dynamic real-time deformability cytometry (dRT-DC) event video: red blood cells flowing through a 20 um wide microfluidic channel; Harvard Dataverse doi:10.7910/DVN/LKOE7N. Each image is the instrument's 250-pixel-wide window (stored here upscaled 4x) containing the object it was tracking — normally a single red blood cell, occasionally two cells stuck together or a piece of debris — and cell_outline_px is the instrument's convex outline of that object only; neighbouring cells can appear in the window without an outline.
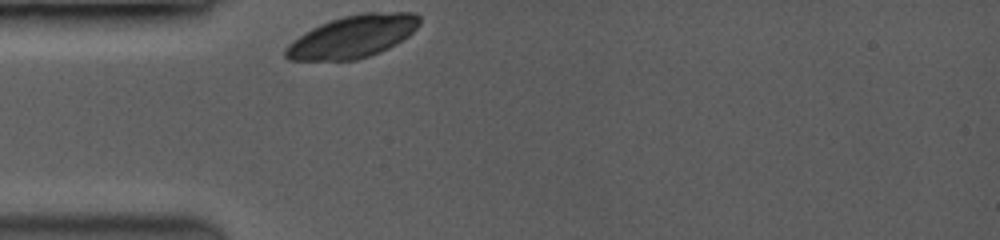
{"species": "common noctule bat (a hibernating species)", "species_latin": "Nyctalus noctula", "temperature_condition": "room temperature", "stored_images_in_passage": 4, "camera_frame_rate_fps": 3500, "um_per_image_px": 0.085, "animal": {"sex": "female", "body_mass_g": 19.0, "forearm_length_mm": 53.3}, "frame": {"image": 1, "passage_image": 1, "time_ms": 0.0, "image_size_px": [1000, 240], "cell_outline_px": [[420, 24], [408, 36], [396, 44], [380, 52], [356, 60], [288, 60], [284, 56], [284, 48], [288, 44], [304, 32], [320, 24], [344, 16], [364, 12], [416, 12], [420, 16]], "centroid_in_image_um": [29.99, 3.1], "position_along_channel_um": 55.0, "area_um2": 33.12}}